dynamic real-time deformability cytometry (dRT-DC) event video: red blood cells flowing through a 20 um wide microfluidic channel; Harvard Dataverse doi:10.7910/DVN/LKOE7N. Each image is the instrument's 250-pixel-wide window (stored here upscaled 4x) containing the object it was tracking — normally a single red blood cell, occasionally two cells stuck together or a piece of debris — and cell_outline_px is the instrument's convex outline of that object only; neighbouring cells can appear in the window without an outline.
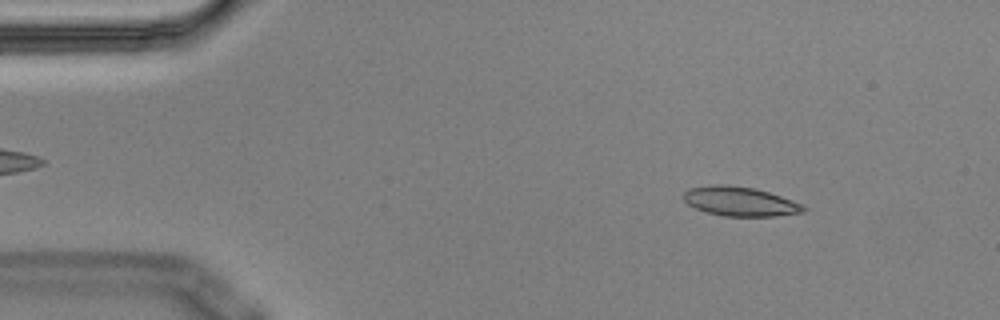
{"species": "Egyptian fruit bat (a non-hibernating species)", "species_latin": "Rousettus aegyptiacus", "temperature_condition": "cold", "stored_images_in_passage": 3, "camera_frame_rate_fps": 3000, "um_per_image_px": 0.085, "animal": {"sex": "male"}, "frame": {"image": 1, "passage_image": 1, "time_ms": 0.0, "image_size_px": [1000, 320], "cell_outline_px": [[808, 208], [804, 212], [776, 216], [724, 216], [704, 212], [688, 204], [684, 200], [684, 192], [688, 188], [712, 184], [728, 184], [752, 188], [768, 192], [804, 204]], "centroid_in_image_um": [62.9, 17.12], "position_along_channel_um": 22.1, "area_um2": 20.63}}